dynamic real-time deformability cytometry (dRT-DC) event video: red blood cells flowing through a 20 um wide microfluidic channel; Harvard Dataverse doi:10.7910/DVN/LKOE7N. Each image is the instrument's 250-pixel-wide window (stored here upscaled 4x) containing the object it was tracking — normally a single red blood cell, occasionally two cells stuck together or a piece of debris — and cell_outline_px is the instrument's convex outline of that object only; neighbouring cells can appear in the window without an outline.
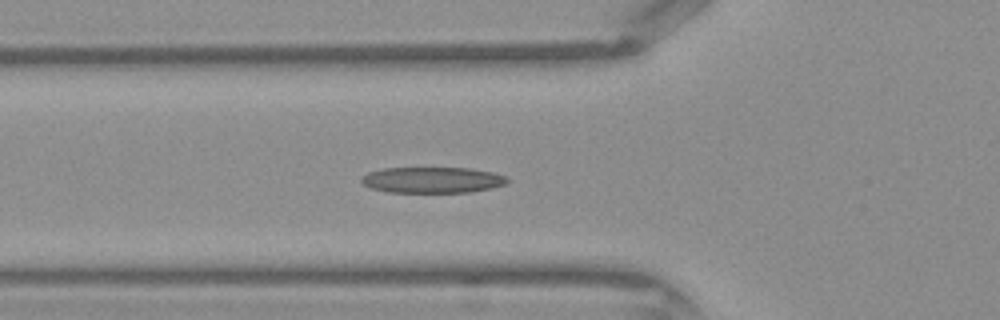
{"species": "Egyptian fruit bat (a non-hibernating species)", "species_latin": "Rousettus aegyptiacus", "temperature_condition": "warm", "stored_images_in_passage": 34, "camera_frame_rate_fps": 3000, "um_per_image_px": 0.085, "frame": {"image": 1, "passage_image": 10, "time_ms": 3.0, "image_size_px": [1000, 320], "cell_outline_px": [[508, 180], [504, 184], [488, 188], [468, 192], [388, 192], [368, 188], [360, 180], [368, 172], [384, 168], [472, 168], [492, 172], [504, 176]], "centroid_in_image_um": [36.69, 15.29], "position_along_channel_um": 89.1, "area_um2": 21.85}}
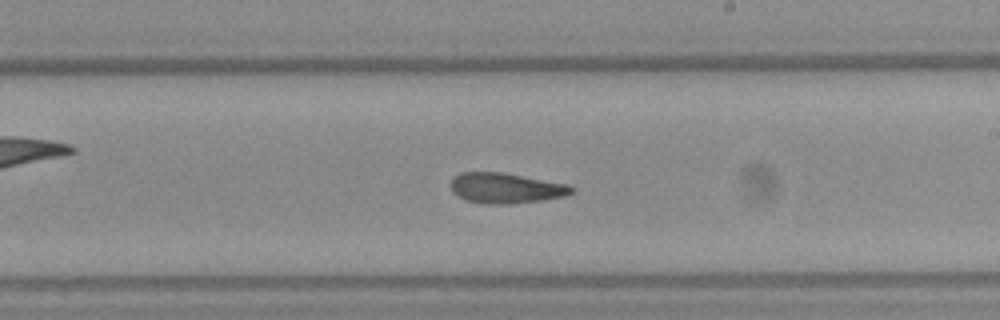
{"frame": {"image": 2, "passage_image": 20, "time_ms": 6.333, "image_size_px": [1000, 320], "cell_outline_px": [[576, 188], [572, 192], [564, 196], [540, 200], [508, 204], [484, 204], [464, 200], [452, 192], [452, 176], [460, 172], [504, 172], [568, 184]], "centroid_in_image_um": [42.97, 15.98], "position_along_channel_um": 246.0, "area_um2": 21.5}}
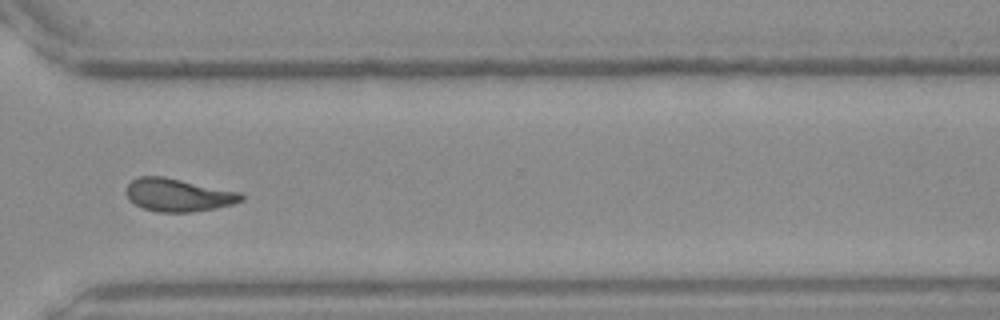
{"frame": {"image": 3, "passage_image": 27, "time_ms": 8.667, "image_size_px": [1000, 320], "cell_outline_px": [[244, 200], [232, 204], [192, 212], [160, 212], [144, 208], [136, 204], [124, 192], [128, 184], [132, 180], [140, 176], [164, 176], [240, 192], [244, 196]], "centroid_in_image_um": [15.15, 16.56], "position_along_channel_um": 355.5, "area_um2": 21.85}}